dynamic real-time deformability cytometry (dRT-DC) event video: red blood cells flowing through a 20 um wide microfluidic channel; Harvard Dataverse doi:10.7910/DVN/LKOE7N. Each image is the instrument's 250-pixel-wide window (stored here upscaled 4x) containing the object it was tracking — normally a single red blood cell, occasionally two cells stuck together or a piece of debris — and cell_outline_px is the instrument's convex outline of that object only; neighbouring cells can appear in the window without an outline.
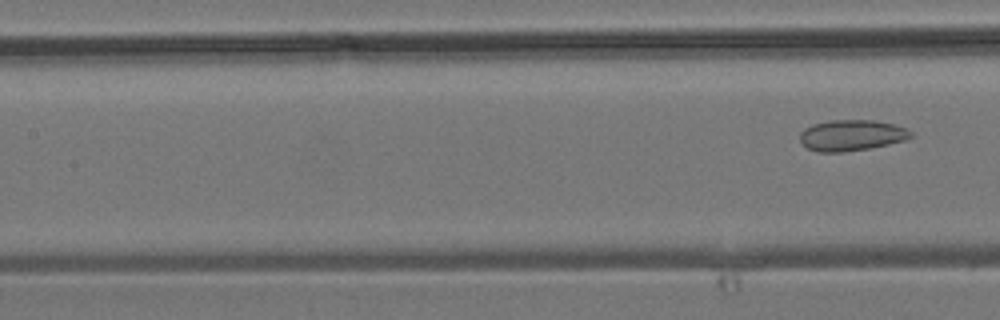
{"species": "common noctule bat (a hibernating species)", "species_latin": "Nyctalus noctula", "temperature_condition": "room temperature", "stored_images_in_passage": 8, "segment_of_instrument_passage": [2, 2], "camera_frame_rate_fps": 3000, "um_per_image_px": 0.085, "animal": {"sex": "male", "body_mass_g": 19.2, "forearm_length_mm": 51.8}, "frame": {"image": 1, "passage_image": 8, "time_ms": 8.0, "image_size_px": [1000, 320], "cell_outline_px": [[912, 136], [904, 140], [888, 144], [868, 148], [844, 152], [820, 152], [808, 148], [800, 140], [800, 132], [804, 128], [812, 124], [828, 120], [876, 120], [896, 124], [912, 132]], "centroid_in_image_um": [72.37, 11.48], "position_along_channel_um": 135.0, "area_um2": 20.0}}